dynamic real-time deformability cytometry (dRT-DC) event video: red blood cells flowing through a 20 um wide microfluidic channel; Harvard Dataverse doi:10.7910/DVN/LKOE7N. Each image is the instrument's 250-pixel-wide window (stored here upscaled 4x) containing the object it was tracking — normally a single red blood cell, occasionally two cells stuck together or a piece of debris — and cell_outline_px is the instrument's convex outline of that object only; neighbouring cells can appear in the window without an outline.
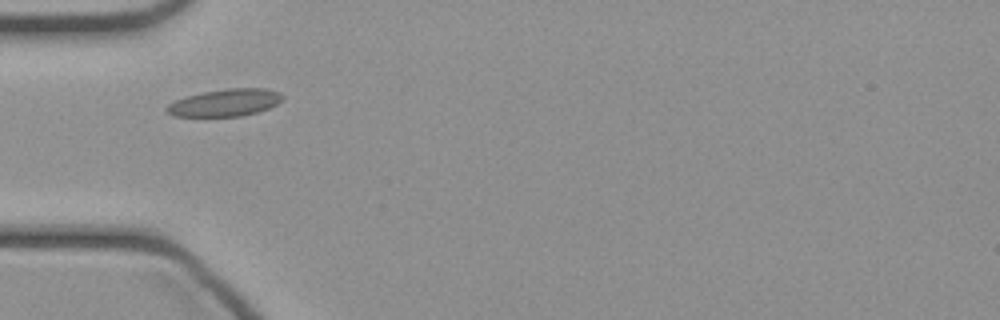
{"species": "common noctule bat (a hibernating species)", "species_latin": "Nyctalus noctula", "temperature_condition": "cold", "stored_images_in_passage": 33, "camera_frame_rate_fps": 3000, "um_per_image_px": 0.085, "animal": {"sex": "female", "body_mass_g": 21.9}, "frame": {"image": 1, "passage_image": 1, "time_ms": 0.0, "image_size_px": [1000, 320], "cell_outline_px": [[284, 96], [276, 104], [268, 108], [256, 112], [240, 116], [176, 116], [168, 112], [164, 108], [168, 104], [176, 100], [188, 96], [204, 92], [228, 88], [264, 88], [280, 92]], "centroid_in_image_um": [19.14, 8.72], "position_along_channel_um": 65.9, "area_um2": 18.09}}
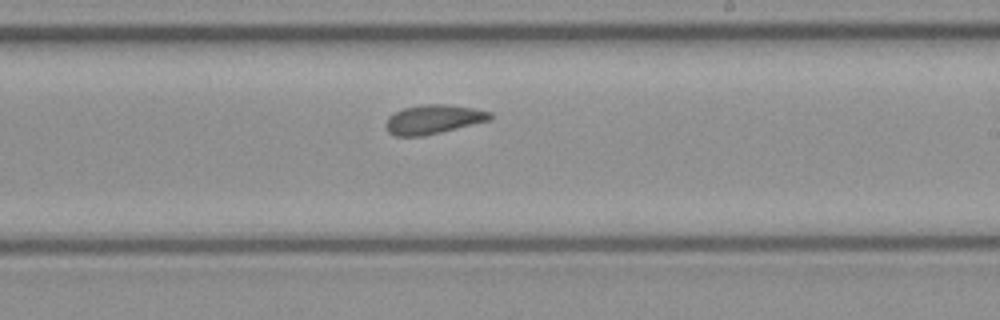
{"frame": {"image": 2, "passage_image": 14, "time_ms": 4.333, "image_size_px": [1000, 320], "cell_outline_px": [[492, 120], [424, 136], [396, 136], [388, 132], [384, 124], [388, 116], [404, 108], [424, 104], [444, 104], [472, 108], [492, 112]], "centroid_in_image_um": [36.83, 10.15], "position_along_channel_um": 252.2, "area_um2": 17.74}}
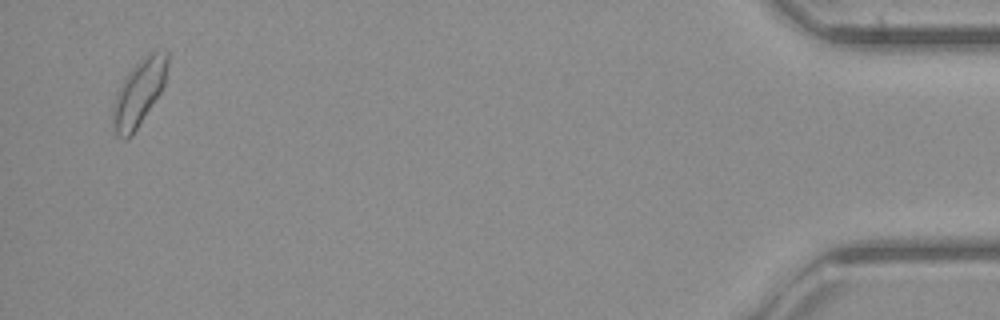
{"frame": {"image": 3, "passage_image": 32, "time_ms": 10.333, "image_size_px": [1000, 320], "cell_outline_px": [[168, 64], [164, 84], [160, 92], [132, 136], [124, 140], [116, 136], [112, 132], [112, 104], [116, 92], [128, 72], [148, 52], [168, 52]], "centroid_in_image_um": [11.76, 7.94], "position_along_channel_um": 423.4, "area_um2": 21.15}}